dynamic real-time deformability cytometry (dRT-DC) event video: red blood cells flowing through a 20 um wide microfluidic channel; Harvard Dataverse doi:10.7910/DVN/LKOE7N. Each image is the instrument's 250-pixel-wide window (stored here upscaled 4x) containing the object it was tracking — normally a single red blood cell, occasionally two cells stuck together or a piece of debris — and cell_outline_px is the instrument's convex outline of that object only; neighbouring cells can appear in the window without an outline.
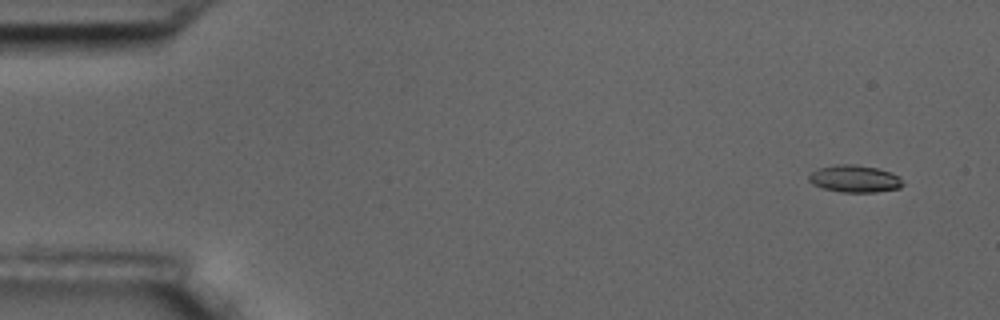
{"species": "common noctule bat (a hibernating species)", "species_latin": "Nyctalus noctula", "temperature_condition": "room temperature", "stored_images_in_passage": 4, "camera_frame_rate_fps": 3000, "um_per_image_px": 0.085, "animal": {"sex": "male", "body_mass_g": 17.5, "forearm_length_mm": 52.3}, "frame": {"image": 1, "passage_image": 1, "time_ms": 0.0, "image_size_px": [1000, 320], "cell_outline_px": [[904, 184], [900, 188], [876, 192], [844, 192], [824, 188], [812, 184], [808, 180], [808, 176], [816, 168], [836, 164], [852, 164], [876, 168], [892, 172], [900, 176]], "centroid_in_image_um": [72.66, 15.19], "position_along_channel_um": 12.3, "area_um2": 14.97}}
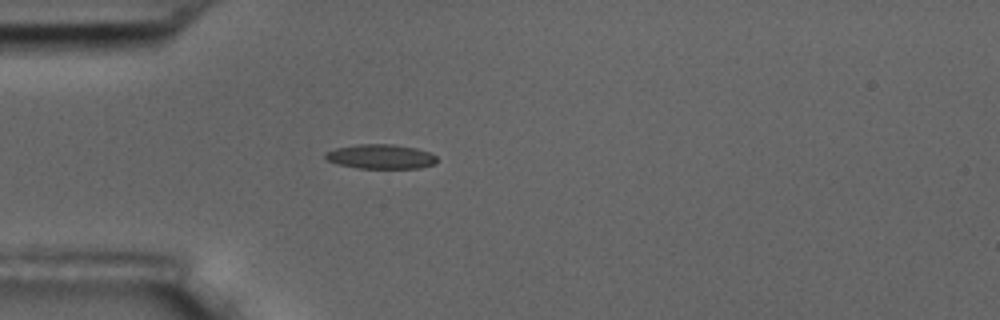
{"frame": {"image": 2, "passage_image": 4, "time_ms": 4.333, "image_size_px": [1000, 320], "cell_outline_px": [[436, 160], [432, 164], [420, 168], [356, 168], [336, 164], [328, 160], [324, 156], [324, 152], [336, 148], [356, 144], [392, 144], [416, 148], [428, 152], [436, 156]], "centroid_in_image_um": [32.3, 13.31], "position_along_channel_um": 52.7, "area_um2": 15.9}}